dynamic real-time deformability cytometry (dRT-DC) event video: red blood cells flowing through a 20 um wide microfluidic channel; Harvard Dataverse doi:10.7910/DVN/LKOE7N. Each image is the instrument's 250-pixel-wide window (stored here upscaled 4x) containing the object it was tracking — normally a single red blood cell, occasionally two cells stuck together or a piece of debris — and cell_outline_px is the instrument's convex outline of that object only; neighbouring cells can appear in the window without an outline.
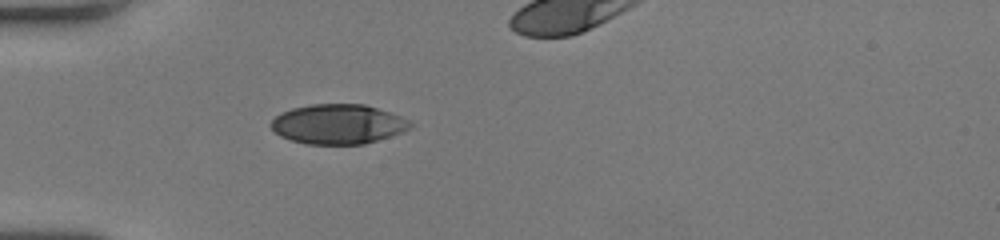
{"species": "human", "species_latin": "Homo sapiens", "temperature_condition": "room temperature", "stored_images_in_passage": 31, "camera_frame_rate_fps": 3000, "um_per_image_px": 0.085, "donor": {"sex": "female"}, "frame": {"image": 1, "passage_image": 1, "time_ms": 0.0, "image_size_px": [1000, 240], "cell_outline_px": [[416, 124], [400, 132], [364, 144], [304, 144], [280, 136], [268, 124], [280, 112], [292, 108], [312, 104], [364, 104], [400, 116]], "centroid_in_image_um": [28.69, 10.55], "position_along_channel_um": 56.3, "area_um2": 32.02}}
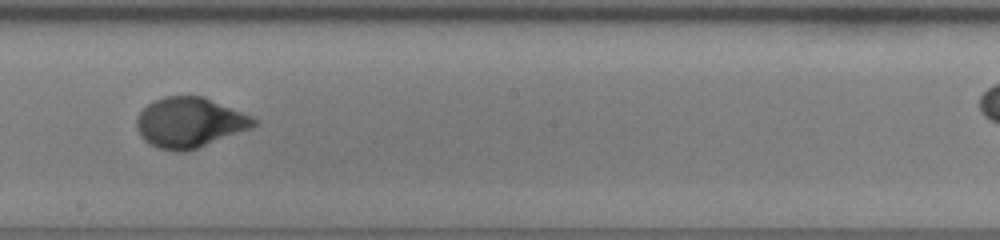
{"frame": {"image": 2, "passage_image": 15, "time_ms": 4.667, "image_size_px": [1000, 240], "cell_outline_px": [[260, 124], [252, 128], [196, 148], [184, 152], [176, 152], [160, 148], [144, 140], [140, 136], [136, 128], [136, 120], [140, 112], [148, 104], [164, 96], [204, 96], [252, 116], [260, 120]], "centroid_in_image_um": [16.15, 10.41], "position_along_channel_um": 232.1, "area_um2": 34.22}}
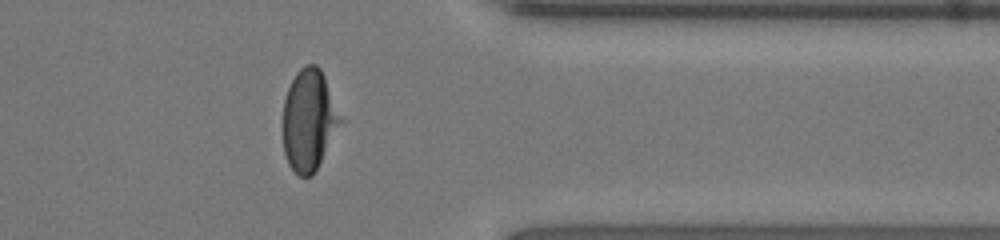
{"frame": {"image": 3, "passage_image": 27, "time_ms": 8.667, "image_size_px": [1000, 240], "cell_outline_px": [[340, 120], [312, 176], [300, 176], [288, 164], [284, 152], [284, 100], [288, 88], [296, 72], [304, 64], [316, 64], [320, 68], [324, 76]], "centroid_in_image_um": [26.19, 10.17], "position_along_channel_um": 385.2, "area_um2": 32.37}, "authors_computed_cell_mechanics": {"area_um2": 33.9864, "velocity_mm_per_s": 4.0306, "shape_relaxation_time_tau1_ms": 3.3777, "shape_relaxation_time_tau2_ms": null, "deformation_change_tau1": 0.219, "deformation_change_tau2": null}}